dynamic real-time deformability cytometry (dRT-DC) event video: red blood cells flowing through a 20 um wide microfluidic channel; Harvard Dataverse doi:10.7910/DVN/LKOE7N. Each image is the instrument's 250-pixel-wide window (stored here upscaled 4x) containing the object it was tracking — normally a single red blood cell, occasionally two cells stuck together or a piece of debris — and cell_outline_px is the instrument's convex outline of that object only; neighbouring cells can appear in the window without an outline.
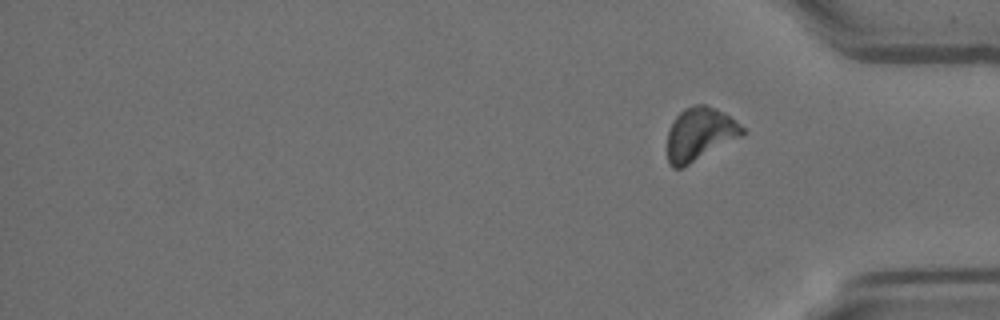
{"species": "Egyptian fruit bat (a non-hibernating species)", "species_latin": "Rousettus aegyptiacus", "temperature_condition": "room temperature", "stored_images_in_passage": 15, "segment_of_instrument_passage": [2, 2], "camera_frame_rate_fps": 3000, "um_per_image_px": 0.085, "animal": {"sex": "female"}, "frame": {"image": 1, "passage_image": 15, "time_ms": 4.667, "image_size_px": [1000, 320], "cell_outline_px": [[744, 136], [684, 168], [672, 168], [668, 164], [668, 128], [676, 116], [684, 108], [696, 104], [704, 104], [716, 108], [724, 112], [736, 120], [744, 128]], "centroid_in_image_um": [59.5, 11.41], "position_along_channel_um": 375.7, "area_um2": 23.76}}